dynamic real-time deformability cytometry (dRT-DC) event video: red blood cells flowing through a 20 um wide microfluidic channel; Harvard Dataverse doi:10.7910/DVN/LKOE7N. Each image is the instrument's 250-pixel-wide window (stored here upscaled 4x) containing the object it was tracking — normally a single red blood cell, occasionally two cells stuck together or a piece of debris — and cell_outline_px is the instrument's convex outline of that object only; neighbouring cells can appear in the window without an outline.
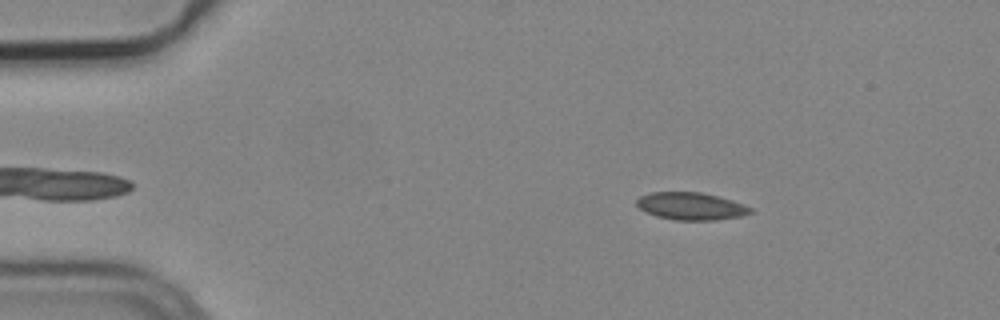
{"species": "common noctule bat (a hibernating species)", "species_latin": "Nyctalus noctula", "temperature_condition": "cold", "stored_images_in_passage": 4, "camera_frame_rate_fps": 3000, "um_per_image_px": 0.085, "animal": {"sex": "male", "body_mass_g": 19.2, "forearm_length_mm": 51.8}, "frame": {"image": 1, "passage_image": 2, "time_ms": 0.333, "image_size_px": [1000, 320], "cell_outline_px": [[756, 212], [740, 216], [716, 220], [676, 220], [656, 216], [640, 208], [636, 204], [636, 200], [640, 196], [652, 192], [700, 192], [732, 200], [744, 204], [752, 208]], "centroid_in_image_um": [58.77, 17.52], "position_along_channel_um": 26.2, "area_um2": 18.15}}